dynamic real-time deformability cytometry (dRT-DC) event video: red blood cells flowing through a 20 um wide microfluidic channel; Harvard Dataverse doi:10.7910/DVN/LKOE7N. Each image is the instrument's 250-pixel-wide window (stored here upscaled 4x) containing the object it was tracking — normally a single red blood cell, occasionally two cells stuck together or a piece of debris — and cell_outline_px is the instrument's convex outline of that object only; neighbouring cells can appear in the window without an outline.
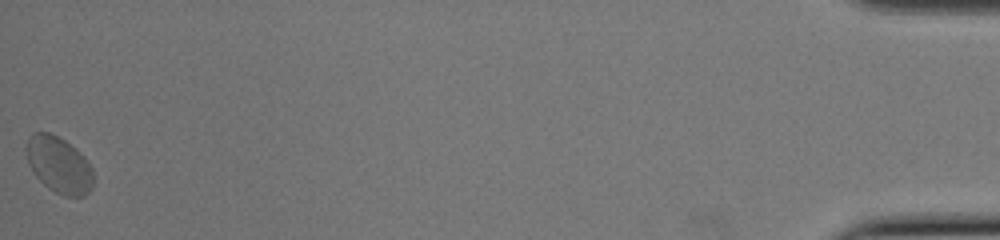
{"species": "common noctule bat (a hibernating species)", "species_latin": "Nyctalus noctula", "temperature_condition": "cold", "stored_images_in_passage": 43, "camera_frame_rate_fps": 3000, "um_per_image_px": 0.085, "animal": {"sex": "female", "body_mass_g": 22.0, "forearm_length_mm": 56.7}, "frame": {"image": 1, "passage_image": 43, "time_ms": 14.0, "image_size_px": [1000, 240], "cell_outline_px": [[92, 188], [84, 196], [64, 196], [48, 188], [36, 176], [28, 164], [24, 148], [28, 136], [36, 132], [48, 132], [64, 140], [76, 148], [92, 168]], "centroid_in_image_um": [4.97, 14.0], "position_along_channel_um": 430.2, "area_um2": 21.96}, "authors_computed_cell_mechanics": {"area_um2": 20.1144, "velocity_mm_per_s": 3.7863, "shape_relaxation_time_tau1_ms": 2.117, "shape_relaxation_time_tau2_ms": null, "deformation_change_tau1": 0.0569, "deformation_change_tau2": null}}